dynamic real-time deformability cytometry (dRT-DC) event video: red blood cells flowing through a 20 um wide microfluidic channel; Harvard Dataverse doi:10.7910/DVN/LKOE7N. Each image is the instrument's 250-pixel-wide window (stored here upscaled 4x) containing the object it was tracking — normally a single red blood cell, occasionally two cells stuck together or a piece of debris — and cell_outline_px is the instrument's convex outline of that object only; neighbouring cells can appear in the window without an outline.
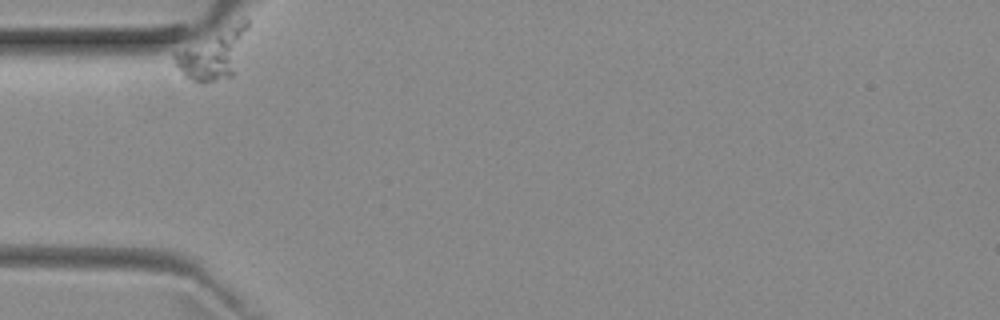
{"species": "common noctule bat (a hibernating species)", "species_latin": "Nyctalus noctula", "temperature_condition": "room temperature", "stored_images_in_passage": 34, "camera_frame_rate_fps": 3000, "um_per_image_px": 0.085, "animal": {"sex": "female", "body_mass_g": 29.2, "forearm_length_mm": 56.3}, "frame": {"image": 1, "passage_image": 1, "time_ms": 0.0, "image_size_px": [1000, 320], "cell_outline_px": [[248, 28], [232, 76], [204, 84], [200, 84], [184, 76], [176, 64], [172, 56], [172, 52], [240, 16], [244, 16], [248, 20]], "centroid_in_image_um": [18.1, 4.5], "position_along_channel_um": 66.9, "area_um2": 21.96}}
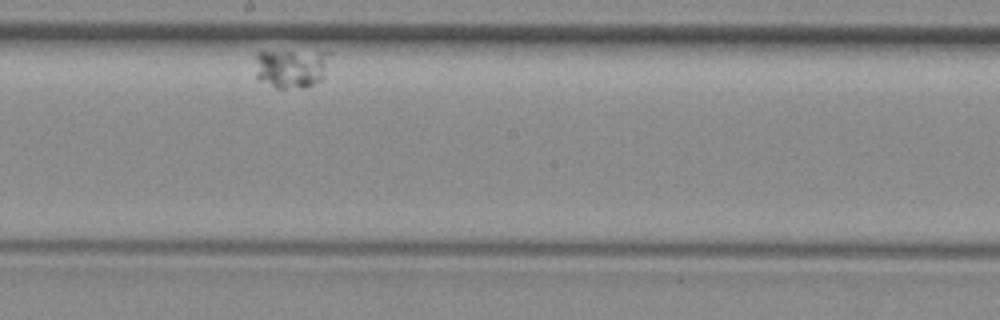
{"frame": {"image": 2, "passage_image": 20, "time_ms": 6.333, "image_size_px": [1000, 320], "cell_outline_px": [[332, 52], [324, 76], [320, 80], [304, 88], [276, 88], [260, 80], [256, 76], [256, 52]], "centroid_in_image_um": [24.78, 5.81], "position_along_channel_um": 223.4, "area_um2": 16.88}}
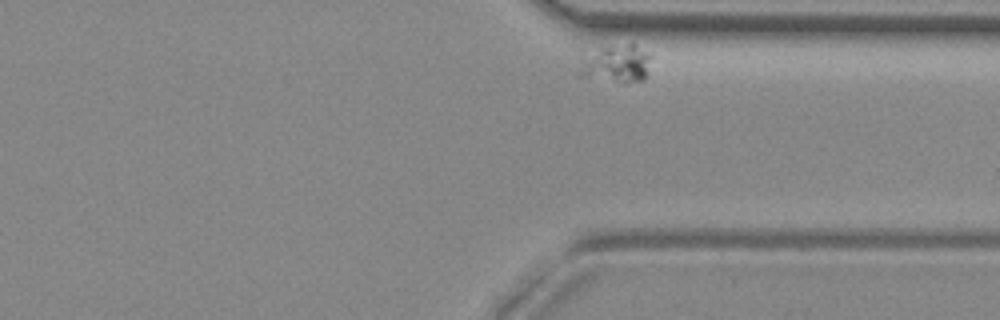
{"frame": {"image": 3, "passage_image": 34, "time_ms": 11.0, "image_size_px": [1000, 320], "cell_outline_px": [[652, 56], [648, 72], [644, 80], [624, 84], [576, 76], [576, 72], [584, 60], [600, 44], [632, 44]], "centroid_in_image_um": [52.37, 5.44], "position_along_channel_um": 359.0, "area_um2": 16.42}}